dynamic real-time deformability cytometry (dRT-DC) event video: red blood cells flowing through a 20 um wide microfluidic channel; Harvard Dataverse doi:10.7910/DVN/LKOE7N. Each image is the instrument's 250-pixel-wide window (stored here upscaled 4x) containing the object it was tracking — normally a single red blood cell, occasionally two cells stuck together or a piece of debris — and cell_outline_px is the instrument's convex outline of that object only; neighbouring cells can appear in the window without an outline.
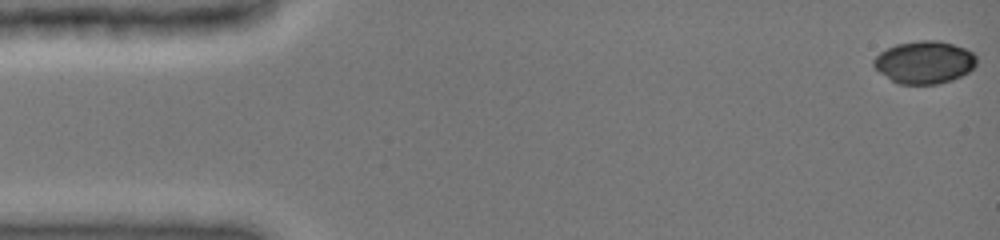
{"species": "common noctule bat (a hibernating species)", "species_latin": "Nyctalus noctula", "temperature_condition": "cold", "stored_images_in_passage": 31, "camera_frame_rate_fps": 3000, "um_per_image_px": 0.085, "animal": {"sex": "female", "body_mass_g": 19.0, "forearm_length_mm": 51.5}, "frame": {"image": 1, "passage_image": 1, "time_ms": 0.0, "image_size_px": [1000, 240], "cell_outline_px": [[976, 64], [968, 72], [952, 80], [936, 84], [900, 84], [892, 80], [880, 72], [872, 64], [872, 60], [880, 52], [896, 44], [920, 40], [940, 40], [964, 48], [972, 52], [976, 56]], "centroid_in_image_um": [78.57, 5.28], "position_along_channel_um": 6.4, "area_um2": 25.37}}
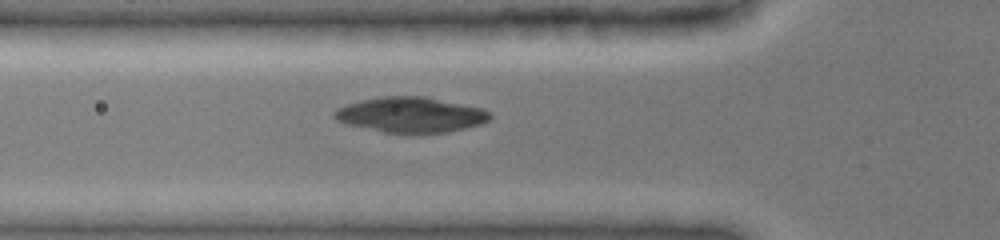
{"frame": {"image": 2, "passage_image": 21, "time_ms": 5.333, "image_size_px": [1000, 240], "cell_outline_px": [[492, 116], [488, 120], [480, 124], [448, 132], [384, 132], [344, 124], [336, 120], [332, 116], [332, 112], [336, 108], [348, 104], [380, 96], [424, 96], [484, 108], [492, 112]], "centroid_in_image_um": [34.9, 9.74], "position_along_channel_um": 90.9, "area_um2": 31.96}}
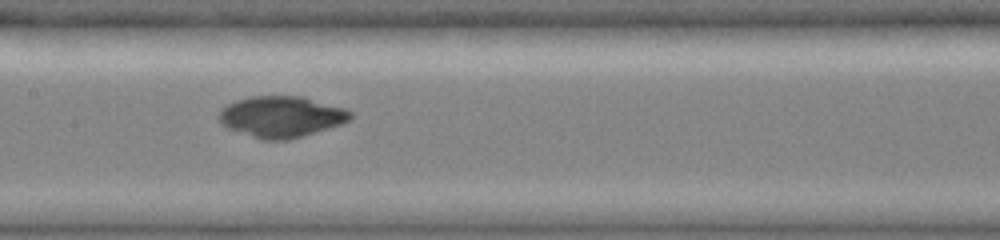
{"frame": {"image": 3, "passage_image": 30, "time_ms": 7.667, "image_size_px": [1000, 240], "cell_outline_px": [[352, 120], [340, 124], [288, 140], [260, 140], [228, 128], [220, 124], [220, 112], [228, 104], [236, 100], [252, 96], [304, 96], [344, 108], [352, 112]], "centroid_in_image_um": [23.92, 9.92], "position_along_channel_um": 183.5, "area_um2": 31.39}}